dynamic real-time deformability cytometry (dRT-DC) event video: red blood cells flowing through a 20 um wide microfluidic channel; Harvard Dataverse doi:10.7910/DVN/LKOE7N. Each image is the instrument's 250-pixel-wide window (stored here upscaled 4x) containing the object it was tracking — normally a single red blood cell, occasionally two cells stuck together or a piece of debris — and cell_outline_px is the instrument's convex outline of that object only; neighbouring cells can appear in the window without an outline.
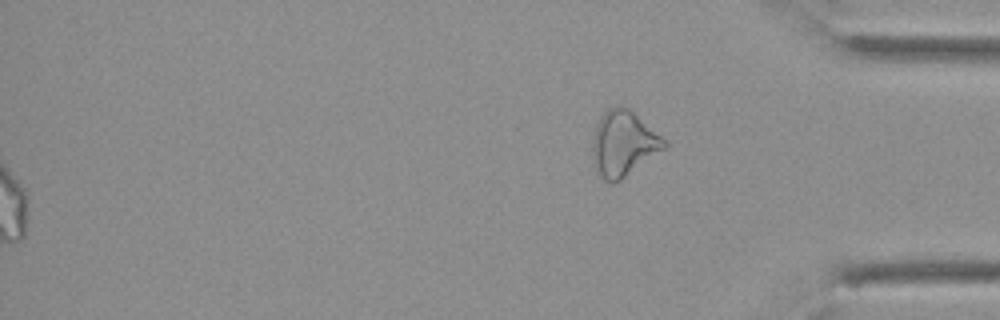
{"species": "Egyptian fruit bat (a non-hibernating species)", "species_latin": "Rousettus aegyptiacus", "temperature_condition": "cold", "stored_images_in_passage": 51, "segment_of_instrument_passage": [2, 2], "camera_frame_rate_fps": 3000, "um_per_image_px": 0.085, "animal": {"sex": "female"}, "frame": {"image": 1, "passage_image": 51, "time_ms": 16.667, "image_size_px": [1000, 320], "cell_outline_px": [[668, 148], [620, 180], [612, 184], [604, 180], [600, 176], [592, 160], [592, 140], [596, 124], [600, 116], [608, 108], [616, 104], [624, 104], [660, 136], [668, 144]], "centroid_in_image_um": [52.97, 12.2], "position_along_channel_um": 382.2, "area_um2": 27.57}}